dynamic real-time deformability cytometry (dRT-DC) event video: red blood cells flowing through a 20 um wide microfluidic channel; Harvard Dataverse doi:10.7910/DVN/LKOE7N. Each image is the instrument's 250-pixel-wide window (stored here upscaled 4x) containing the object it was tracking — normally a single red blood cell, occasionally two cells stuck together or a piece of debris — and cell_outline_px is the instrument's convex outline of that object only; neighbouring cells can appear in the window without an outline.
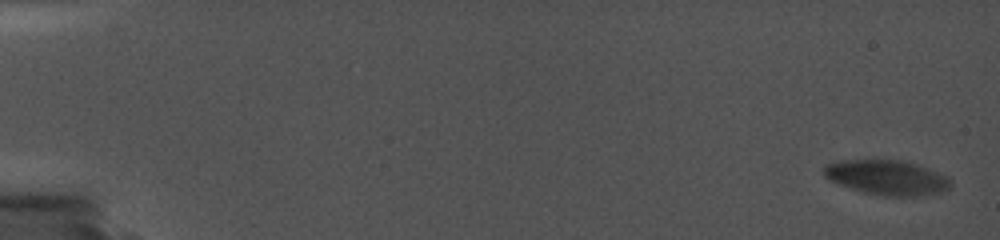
{"species": "common noctule bat (a hibernating species)", "species_latin": "Nyctalus noctula", "temperature_condition": "cold", "stored_images_in_passage": 22, "camera_frame_rate_fps": 5000, "um_per_image_px": 0.085, "animal": {"sex": "female", "body_mass_g": 19.0, "forearm_length_mm": 56.7}, "frame": {"image": 1, "passage_image": 1, "time_ms": 0.0, "image_size_px": [1000, 240], "cell_outline_px": [[952, 184], [948, 188], [940, 192], [916, 196], [880, 196], [864, 192], [836, 184], [828, 180], [824, 176], [824, 164], [840, 160], [900, 160], [916, 164], [948, 176], [952, 180]], "centroid_in_image_um": [75.35, 15.09], "position_along_channel_um": 9.6, "area_um2": 25.84}}
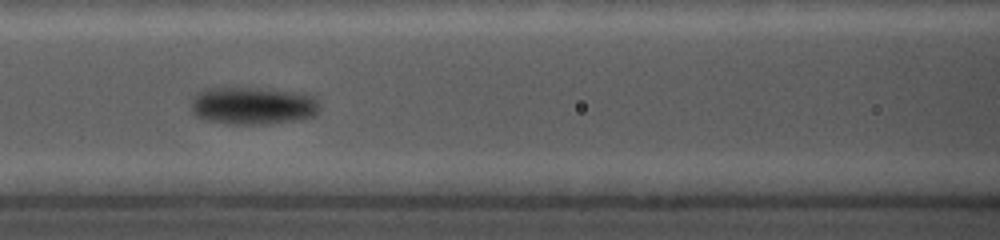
{"frame": {"image": 2, "passage_image": 12, "time_ms": 9.4, "image_size_px": [1000, 240], "cell_outline_px": [[320, 108], [316, 116], [300, 120], [264, 124], [228, 124], [208, 120], [196, 116], [192, 112], [192, 96], [196, 92], [204, 88], [256, 88], [308, 92], [320, 104]], "centroid_in_image_um": [21.53, 8.98], "position_along_channel_um": 145.1, "area_um2": 28.73}}
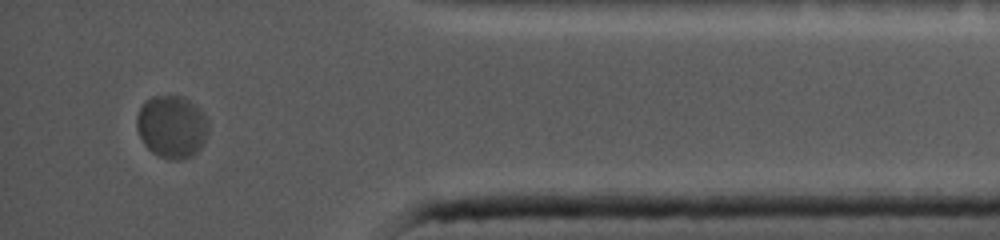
{"frame": {"image": 3, "passage_image": 22, "time_ms": 17.8, "image_size_px": [1000, 240], "cell_outline_px": [[208, 132], [200, 148], [192, 156], [180, 160], [172, 160], [160, 156], [152, 152], [144, 144], [136, 128], [136, 116], [144, 100], [152, 96], [184, 96], [204, 112], [208, 120]], "centroid_in_image_um": [14.6, 10.75], "position_along_channel_um": 420.6, "area_um2": 26.36}}